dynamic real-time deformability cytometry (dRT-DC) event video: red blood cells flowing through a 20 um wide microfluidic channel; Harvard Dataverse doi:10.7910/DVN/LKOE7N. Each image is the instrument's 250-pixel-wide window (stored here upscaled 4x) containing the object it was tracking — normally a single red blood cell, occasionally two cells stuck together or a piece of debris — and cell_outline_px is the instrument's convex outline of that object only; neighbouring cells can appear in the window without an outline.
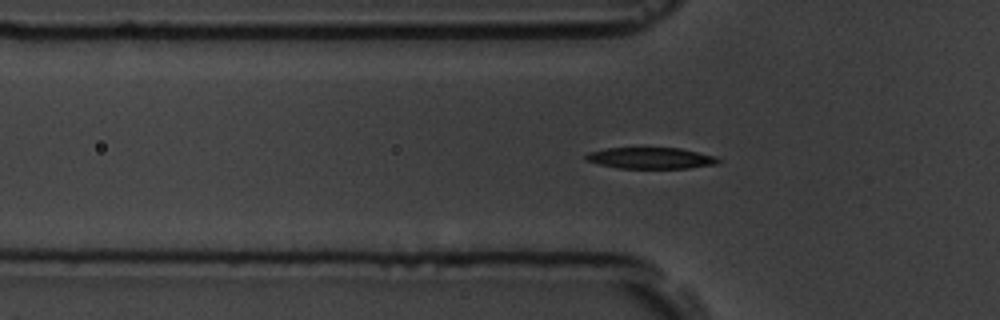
{"species": "common noctule bat (a hibernating species)", "species_latin": "Nyctalus noctula", "temperature_condition": "room temperature", "stored_images_in_passage": 46, "camera_frame_rate_fps": 3000, "um_per_image_px": 0.085, "animal": {"sex": "male", "body_mass_g": 19.5, "forearm_length_mm": 54.6}, "frame": {"image": 1, "passage_image": 8, "time_ms": 2.333, "image_size_px": [1000, 320], "cell_outline_px": [[720, 160], [716, 164], [688, 168], [616, 168], [584, 160], [584, 156], [588, 152], [604, 148], [680, 148], [716, 156]], "centroid_in_image_um": [55.27, 13.43], "position_along_channel_um": 70.5, "area_um2": 16.42}}
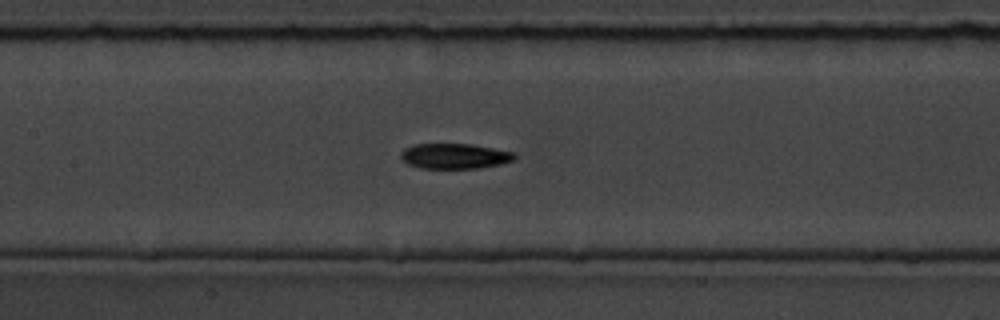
{"frame": {"image": 2, "passage_image": 16, "time_ms": 5.0, "image_size_px": [1000, 320], "cell_outline_px": [[516, 156], [512, 160], [500, 164], [480, 168], [420, 168], [408, 164], [400, 156], [400, 152], [404, 148], [412, 144], [472, 144], [516, 152]], "centroid_in_image_um": [38.64, 13.26], "position_along_channel_um": 168.8, "area_um2": 16.82}}
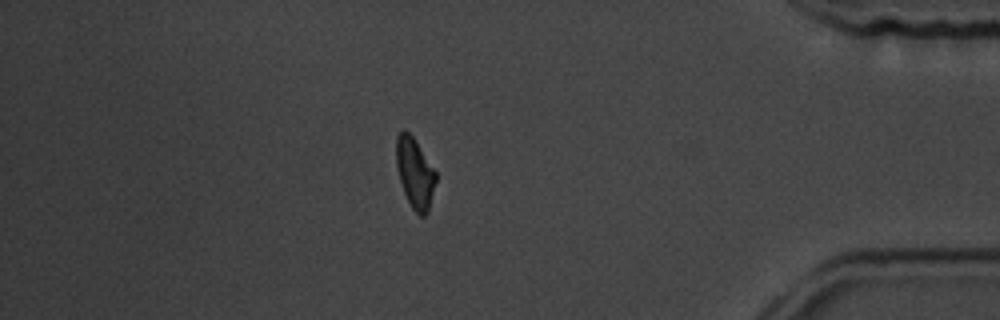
{"frame": {"image": 3, "passage_image": 38, "time_ms": 12.333, "image_size_px": [1000, 320], "cell_outline_px": [[436, 180], [428, 212], [424, 216], [420, 216], [412, 208], [404, 192], [396, 168], [396, 136], [404, 128], [412, 136], [436, 172]], "centroid_in_image_um": [35.25, 14.7], "position_along_channel_um": 400.0, "area_um2": 16.01}, "authors_computed_cell_mechanics": {"area_um2": 16.9932, "velocity_mm_per_s": 3.6689, "shape_relaxation_time_tau1_ms": null, "shape_relaxation_time_tau2_ms": 1.4794, "deformation_change_tau1": null, "deformation_change_tau2": 0.0676}}